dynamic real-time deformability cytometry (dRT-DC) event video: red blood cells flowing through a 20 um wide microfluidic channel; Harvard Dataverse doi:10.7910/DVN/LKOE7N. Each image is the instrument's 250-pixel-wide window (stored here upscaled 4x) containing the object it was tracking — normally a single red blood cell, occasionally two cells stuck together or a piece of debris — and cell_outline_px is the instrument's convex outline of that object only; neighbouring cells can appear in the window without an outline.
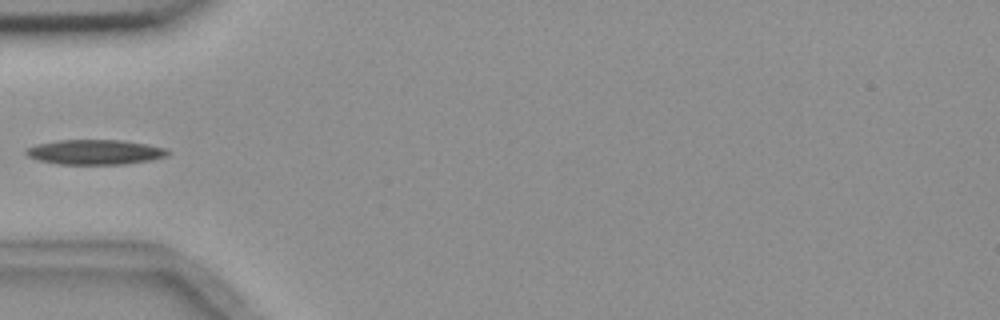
{"species": "common noctule bat (a hibernating species)", "species_latin": "Nyctalus noctula", "temperature_condition": "room temperature", "stored_images_in_passage": 5, "camera_frame_rate_fps": 3000, "um_per_image_px": 0.085, "animal": {"sex": "female", "body_mass_g": 18.4}, "frame": {"image": 1, "passage_image": 5, "time_ms": 5.333, "image_size_px": [1000, 320], "cell_outline_px": [[172, 152], [168, 156], [152, 160], [124, 164], [60, 164], [40, 160], [28, 156], [24, 152], [28, 148], [36, 144], [60, 140], [120, 140], [148, 144], [168, 148]], "centroid_in_image_um": [8.16, 12.92], "position_along_channel_um": 76.8, "area_um2": 20.63}}